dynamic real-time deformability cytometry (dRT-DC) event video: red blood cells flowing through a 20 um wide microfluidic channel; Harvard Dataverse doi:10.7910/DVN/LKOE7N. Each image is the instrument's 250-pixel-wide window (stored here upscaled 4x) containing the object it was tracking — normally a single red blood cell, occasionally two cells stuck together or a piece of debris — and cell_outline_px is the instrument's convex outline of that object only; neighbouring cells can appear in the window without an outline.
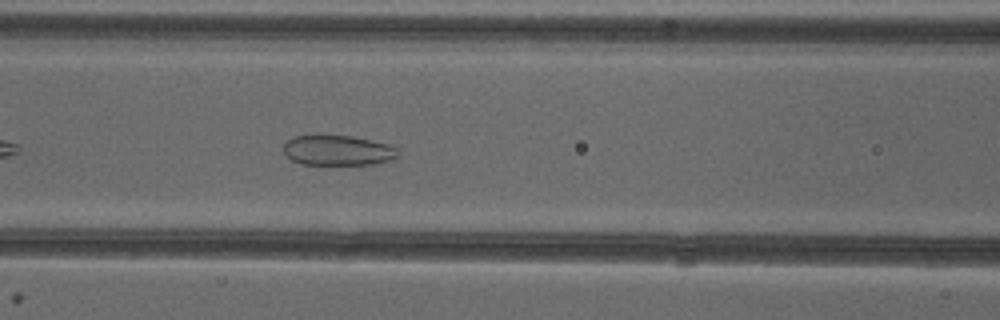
{"species": "common noctule bat (a hibernating species)", "species_latin": "Nyctalus noctula", "temperature_condition": "cold", "stored_images_in_passage": 38, "camera_frame_rate_fps": 3000, "um_per_image_px": 0.085, "animal": {"sex": "female"}, "frame": {"image": 1, "passage_image": 9, "time_ms": 2.667, "image_size_px": [1000, 320], "cell_outline_px": [[400, 156], [392, 160], [372, 164], [300, 164], [292, 160], [284, 152], [284, 144], [292, 136], [352, 136], [392, 144], [400, 152]], "centroid_in_image_um": [28.78, 12.78], "position_along_channel_um": 137.8, "area_um2": 20.17}}
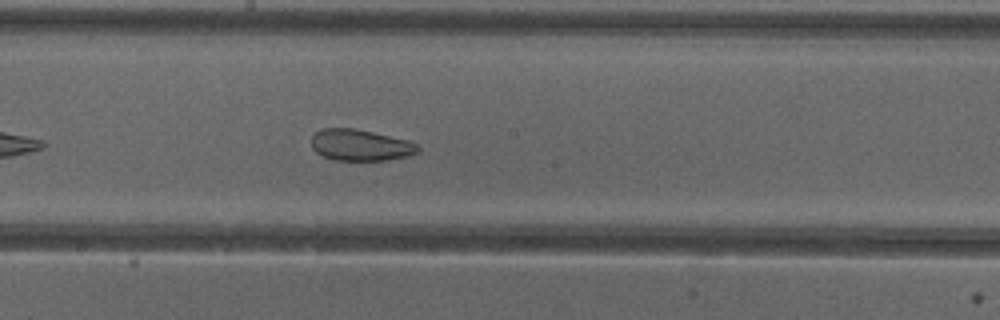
{"frame": {"image": 2, "passage_image": 15, "time_ms": 4.667, "image_size_px": [1000, 320], "cell_outline_px": [[420, 152], [408, 156], [388, 160], [336, 160], [324, 156], [316, 152], [312, 148], [312, 136], [320, 128], [356, 128], [408, 140], [416, 144], [420, 148]], "centroid_in_image_um": [30.65, 12.33], "position_along_channel_um": 217.6, "area_um2": 19.54}}
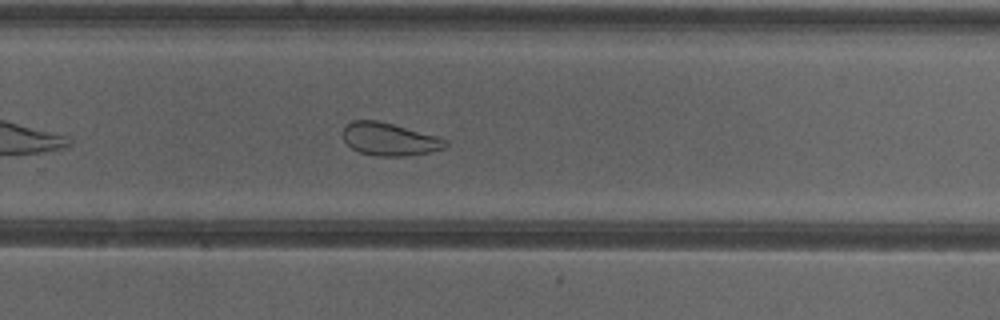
{"frame": {"image": 3, "passage_image": 21, "time_ms": 6.667, "image_size_px": [1000, 320], "cell_outline_px": [[448, 144], [444, 148], [428, 152], [408, 156], [376, 156], [360, 152], [352, 148], [344, 140], [340, 132], [352, 120], [376, 120], [392, 124], [436, 136], [448, 140]], "centroid_in_image_um": [33.07, 11.83], "position_along_channel_um": 296.7, "area_um2": 19.48}, "authors_computed_cell_mechanics": {"area_um2": 23.1778, "velocity_mm_per_s": 3.9882, "shape_relaxation_time_tau1_ms": null, "shape_relaxation_time_tau2_ms": 1.4947, "deformation_change_tau1": null, "deformation_change_tau2": 0.0731}}